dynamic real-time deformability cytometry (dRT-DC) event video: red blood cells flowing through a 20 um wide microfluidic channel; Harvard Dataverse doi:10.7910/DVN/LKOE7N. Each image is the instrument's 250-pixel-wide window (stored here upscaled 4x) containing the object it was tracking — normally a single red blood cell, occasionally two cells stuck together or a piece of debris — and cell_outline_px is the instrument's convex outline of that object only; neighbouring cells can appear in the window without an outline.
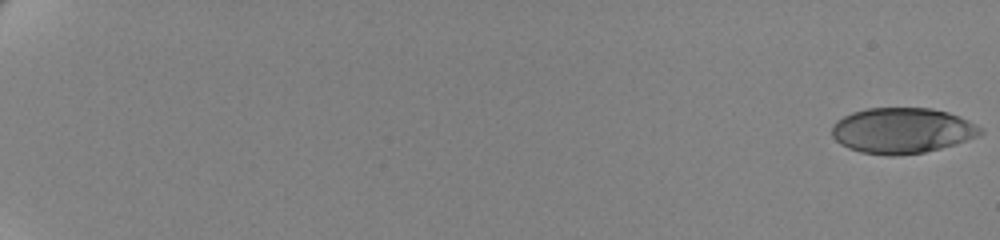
{"species": "human", "species_latin": "Homo sapiens", "temperature_condition": "cold", "stored_images_in_passage": 62, "camera_frame_rate_fps": 3000, "um_per_image_px": 0.085, "donor": {"sex": "female"}, "frame": {"image": 1, "passage_image": 1, "time_ms": 0.0, "image_size_px": [1000, 240], "cell_outline_px": [[984, 132], [980, 136], [940, 148], [924, 152], [892, 156], [888, 156], [860, 152], [848, 148], [840, 144], [832, 136], [832, 124], [836, 120], [852, 112], [868, 108], [932, 108], [948, 112], [960, 116], [984, 128]], "centroid_in_image_um": [76.69, 11.09], "position_along_channel_um": 8.3, "area_um2": 39.71}}
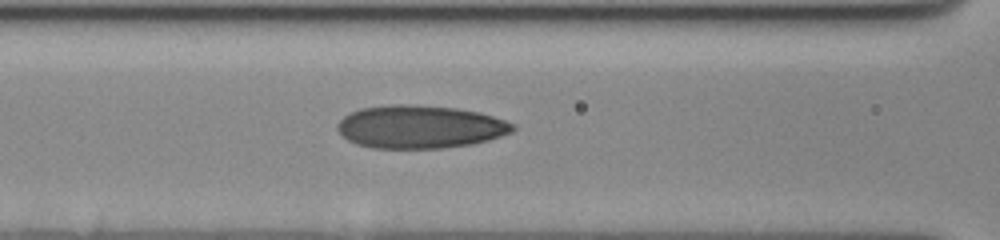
{"frame": {"image": 2, "passage_image": 31, "time_ms": 10.0, "image_size_px": [1000, 240], "cell_outline_px": [[516, 128], [512, 132], [488, 140], [472, 144], [440, 148], [372, 148], [356, 144], [348, 140], [336, 128], [336, 124], [344, 116], [360, 108], [388, 104], [412, 104], [456, 108], [480, 112], [516, 124]], "centroid_in_image_um": [35.7, 10.77], "position_along_channel_um": 130.9, "area_um2": 44.1}}
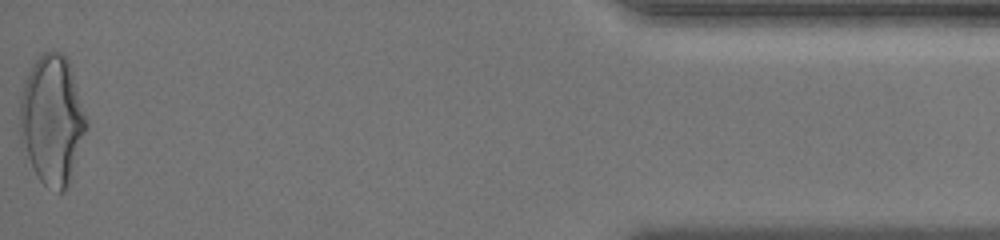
{"frame": {"image": 3, "passage_image": 62, "time_ms": 20.333, "image_size_px": [1000, 240], "cell_outline_px": [[88, 124], [68, 180], [64, 188], [60, 192], [44, 184], [36, 176], [20, 136], [20, 100], [24, 84], [32, 64], [44, 52], [60, 52], [68, 60], [72, 72]], "centroid_in_image_um": [4.41, 10.14], "position_along_channel_um": 430.8, "area_um2": 48.49}, "authors_computed_cell_mechanics": {"area_um2": 41.6449, "velocity_mm_per_s": 3.5061, "shape_relaxation_time_tau1_ms": 5.6419, "shape_relaxation_time_tau2_ms": 1.3349, "deformation_change_tau1": 0.1774, "deformation_change_tau2": 0.0777}}